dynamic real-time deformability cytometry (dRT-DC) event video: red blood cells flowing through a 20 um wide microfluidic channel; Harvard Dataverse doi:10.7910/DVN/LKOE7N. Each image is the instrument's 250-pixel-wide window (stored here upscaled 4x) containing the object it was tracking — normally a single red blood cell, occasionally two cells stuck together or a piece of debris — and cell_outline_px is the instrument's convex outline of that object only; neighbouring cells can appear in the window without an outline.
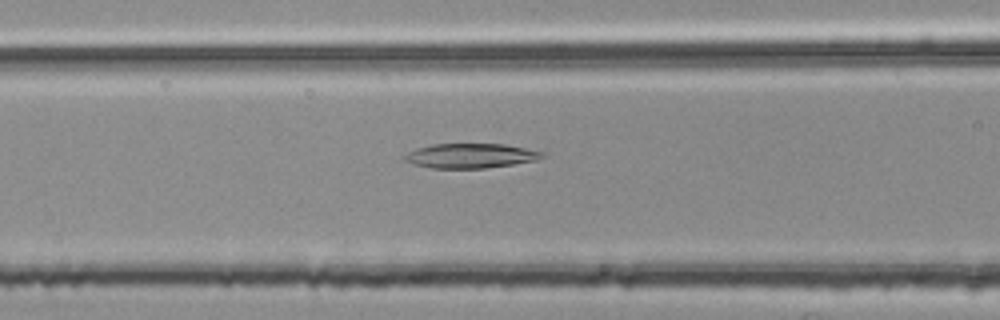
{"species": "common noctule bat (a hibernating species)", "species_latin": "Nyctalus noctula", "temperature_condition": "room temperature", "stored_images_in_passage": 39, "camera_frame_rate_fps": 3000, "um_per_image_px": 0.085, "animal": {"sex": "female", "body_mass_g": 25.1}, "frame": {"image": 1, "passage_image": 14, "time_ms": 4.333, "image_size_px": [1000, 320], "cell_outline_px": [[544, 156], [536, 160], [512, 164], [484, 168], [432, 168], [412, 164], [404, 160], [404, 156], [408, 152], [416, 148], [432, 144], [504, 144], [544, 152]], "centroid_in_image_um": [39.96, 13.24], "position_along_channel_um": 126.6, "area_um2": 19.59}}
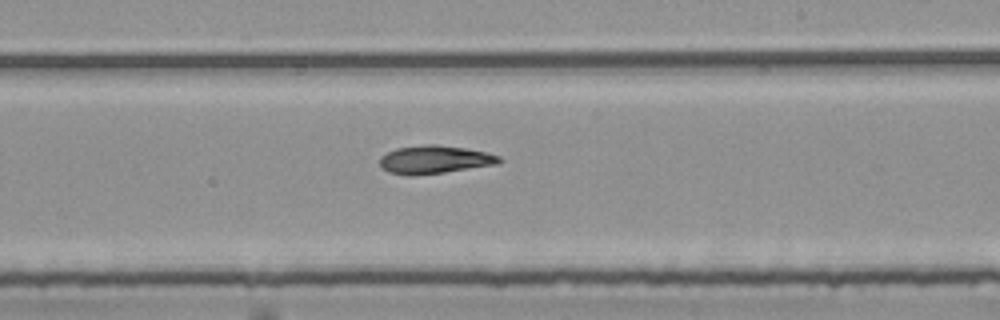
{"frame": {"image": 2, "passage_image": 24, "time_ms": 7.667, "image_size_px": [1000, 320], "cell_outline_px": [[504, 160], [500, 164], [444, 172], [412, 176], [408, 176], [388, 172], [380, 168], [380, 156], [396, 148], [424, 144], [436, 144], [464, 148], [484, 152], [500, 156]], "centroid_in_image_um": [36.93, 13.57], "position_along_channel_um": 252.1, "area_um2": 19.77}}
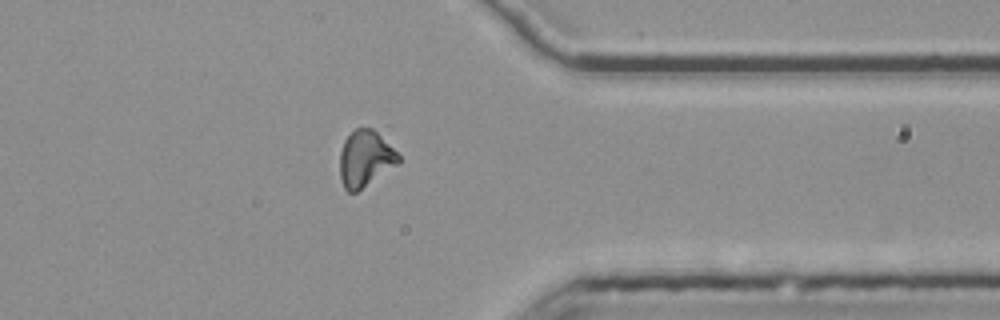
{"frame": {"image": 3, "passage_image": 35, "time_ms": 11.333, "image_size_px": [1000, 320], "cell_outline_px": [[400, 164], [356, 192], [348, 192], [344, 188], [340, 176], [340, 152], [344, 140], [356, 128], [372, 128], [400, 156]], "centroid_in_image_um": [31.04, 13.51], "position_along_channel_um": 380.4, "area_um2": 19.07}}